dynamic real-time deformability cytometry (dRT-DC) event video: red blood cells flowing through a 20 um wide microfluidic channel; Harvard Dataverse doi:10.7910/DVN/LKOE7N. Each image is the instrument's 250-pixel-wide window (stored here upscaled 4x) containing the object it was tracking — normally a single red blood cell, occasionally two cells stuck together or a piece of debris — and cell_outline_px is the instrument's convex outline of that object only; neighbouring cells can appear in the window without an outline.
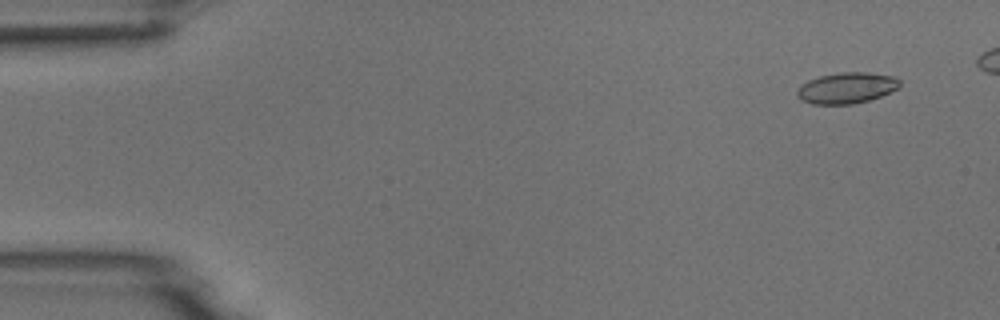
{"species": "common noctule bat (a hibernating species)", "species_latin": "Nyctalus noctula", "temperature_condition": "room temperature", "stored_images_in_passage": 6, "camera_frame_rate_fps": 3000, "um_per_image_px": 0.085, "animal": {"sex": "male", "body_mass_g": 18.8}, "frame": {"image": 1, "passage_image": 1, "time_ms": 0.0, "image_size_px": [1000, 320], "cell_outline_px": [[900, 88], [880, 96], [868, 100], [852, 104], [812, 104], [800, 100], [796, 96], [796, 92], [800, 84], [808, 80], [820, 76], [840, 72], [868, 72], [896, 76], [900, 80]], "centroid_in_image_um": [71.96, 7.47], "position_along_channel_um": 13.0, "area_um2": 18.79}}